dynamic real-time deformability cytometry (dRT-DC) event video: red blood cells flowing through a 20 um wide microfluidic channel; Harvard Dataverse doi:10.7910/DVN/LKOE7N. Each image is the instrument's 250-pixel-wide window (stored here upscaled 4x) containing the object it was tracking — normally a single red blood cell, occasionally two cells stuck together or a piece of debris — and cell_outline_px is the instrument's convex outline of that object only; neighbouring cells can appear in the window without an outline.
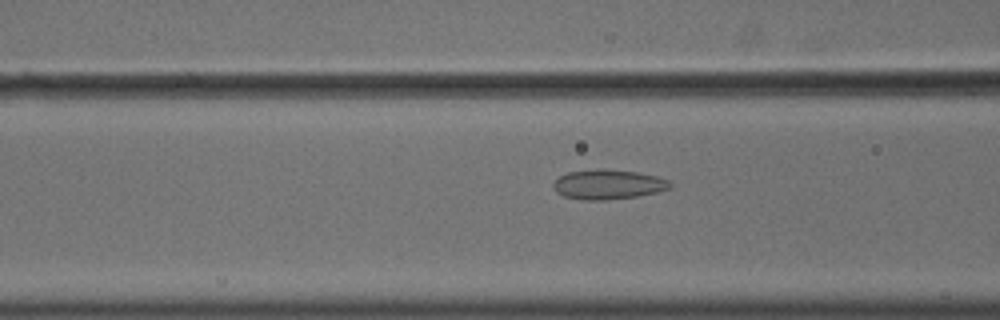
{"species": "common noctule bat (a hibernating species)", "species_latin": "Nyctalus noctula", "temperature_condition": "cold", "stored_images_in_passage": 39, "camera_frame_rate_fps": 3000, "um_per_image_px": 0.085, "animal": {"sex": "male", "body_mass_g": 18.8}, "frame": {"image": 1, "passage_image": 15, "time_ms": 4.667, "image_size_px": [1000, 320], "cell_outline_px": [[672, 188], [656, 192], [636, 196], [608, 200], [584, 200], [564, 196], [556, 192], [552, 188], [552, 184], [560, 176], [568, 172], [596, 168], [604, 168], [636, 172], [656, 176], [668, 180], [672, 184]], "centroid_in_image_um": [51.67, 15.67], "position_along_channel_um": 114.9, "area_um2": 20.35}}
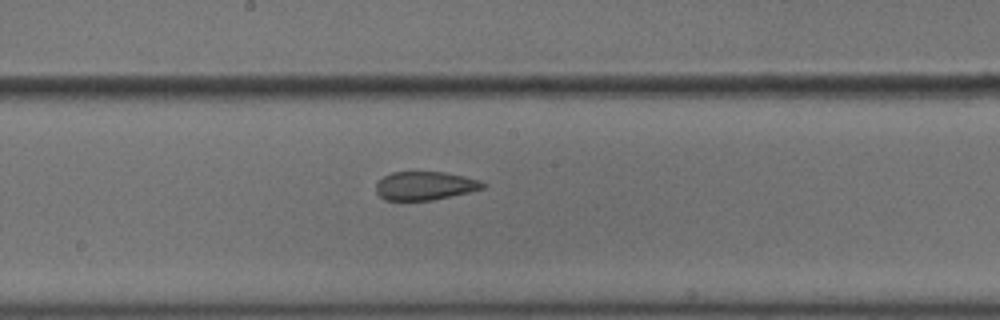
{"frame": {"image": 2, "passage_image": 23, "time_ms": 7.333, "image_size_px": [1000, 320], "cell_outline_px": [[484, 188], [468, 192], [432, 200], [384, 200], [376, 192], [376, 184], [384, 176], [392, 172], [444, 172], [464, 176], [480, 180], [484, 184]], "centroid_in_image_um": [36.1, 15.79], "position_along_channel_um": 212.1, "area_um2": 17.57}}
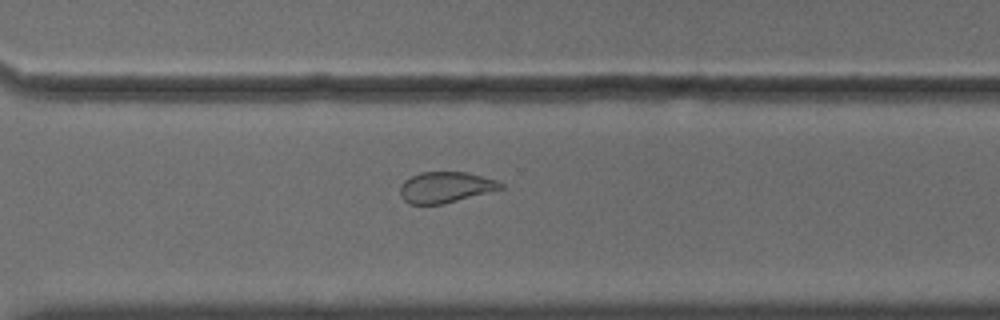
{"frame": {"image": 3, "passage_image": 33, "time_ms": 10.667, "image_size_px": [1000, 320], "cell_outline_px": [[504, 188], [444, 204], [408, 204], [400, 196], [400, 184], [404, 180], [420, 172], [468, 172], [496, 180], [504, 184]], "centroid_in_image_um": [37.85, 15.92], "position_along_channel_um": 332.7, "area_um2": 18.21}}